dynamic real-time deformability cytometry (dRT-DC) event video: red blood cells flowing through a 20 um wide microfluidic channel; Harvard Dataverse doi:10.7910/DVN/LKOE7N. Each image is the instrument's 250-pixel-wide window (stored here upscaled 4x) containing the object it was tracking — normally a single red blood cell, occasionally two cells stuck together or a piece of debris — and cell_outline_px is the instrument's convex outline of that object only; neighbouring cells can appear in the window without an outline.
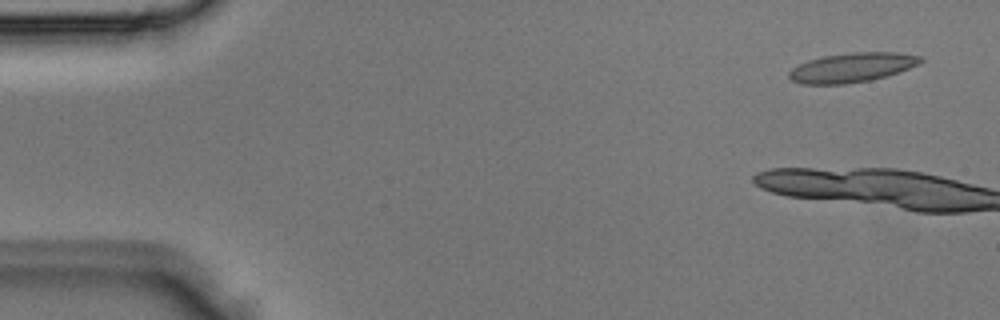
{"species": "Egyptian fruit bat (a non-hibernating species)", "species_latin": "Rousettus aegyptiacus", "temperature_condition": "room temperature", "stored_images_in_passage": 3, "camera_frame_rate_fps": 3000, "um_per_image_px": 0.085, "animal": {"sex": "male"}, "frame": {"image": 1, "passage_image": 1, "time_ms": 0.0, "image_size_px": [1000, 320], "cell_outline_px": [[924, 60], [920, 64], [884, 76], [868, 80], [844, 84], [800, 84], [792, 80], [788, 76], [788, 72], [792, 68], [808, 60], [824, 56], [852, 52], [896, 52], [920, 56]], "centroid_in_image_um": [72.39, 5.73], "position_along_channel_um": 12.6, "area_um2": 22.31}}